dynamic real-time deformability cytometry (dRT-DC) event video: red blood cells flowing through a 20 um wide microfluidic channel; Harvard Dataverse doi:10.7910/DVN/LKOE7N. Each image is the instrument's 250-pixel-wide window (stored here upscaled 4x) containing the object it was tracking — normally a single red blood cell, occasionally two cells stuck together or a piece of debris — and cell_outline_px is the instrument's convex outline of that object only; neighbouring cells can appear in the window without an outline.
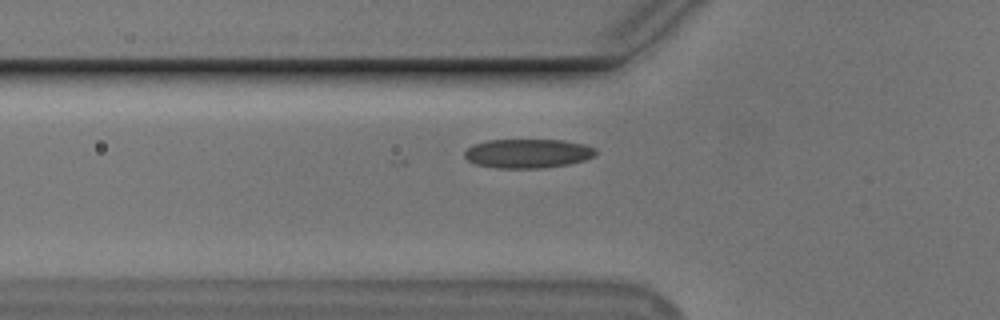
{"species": "Egyptian fruit bat (a non-hibernating species)", "species_latin": "Rousettus aegyptiacus", "temperature_condition": "cold", "stored_images_in_passage": 41, "camera_frame_rate_fps": 3000, "um_per_image_px": 0.085, "animal": {"sex": "male"}, "frame": {"image": 1, "passage_image": 11, "time_ms": 3.333, "image_size_px": [1000, 320], "cell_outline_px": [[596, 152], [592, 156], [584, 160], [568, 164], [544, 168], [496, 168], [476, 164], [468, 160], [464, 156], [464, 152], [472, 144], [488, 140], [564, 140], [584, 144], [596, 148]], "centroid_in_image_um": [44.84, 13.04], "position_along_channel_um": 81.0, "area_um2": 22.25}}
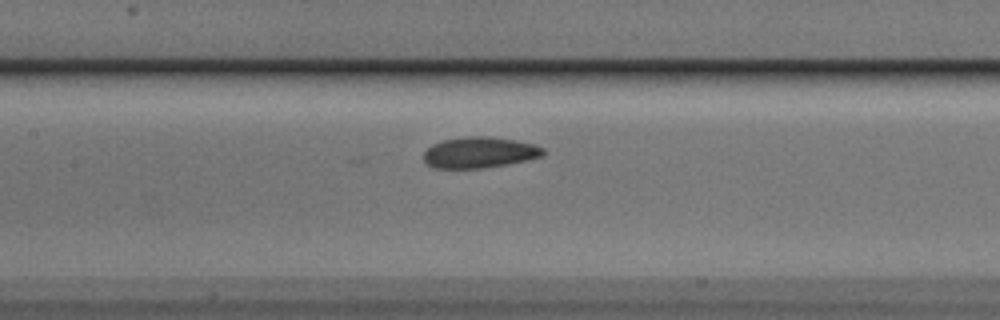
{"frame": {"image": 2, "passage_image": 18, "time_ms": 5.667, "image_size_px": [1000, 320], "cell_outline_px": [[544, 156], [504, 164], [480, 168], [432, 168], [424, 160], [424, 152], [432, 144], [444, 140], [468, 136], [492, 136], [516, 140], [536, 144], [544, 148]], "centroid_in_image_um": [40.77, 12.94], "position_along_channel_um": 166.6, "area_um2": 21.5}}
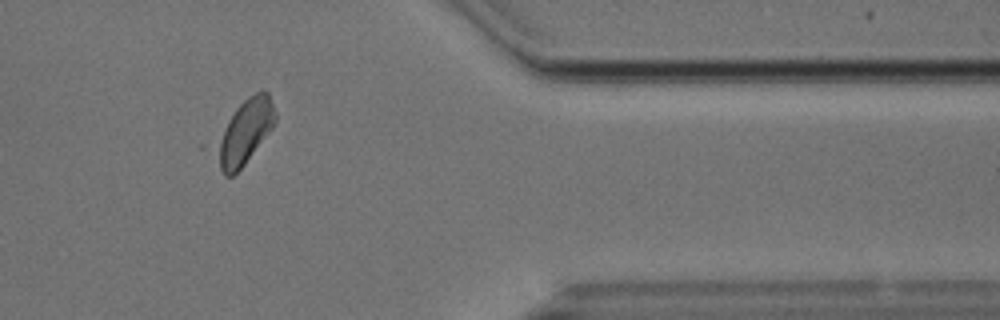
{"frame": {"image": 3, "passage_image": 38, "time_ms": 12.333, "image_size_px": [1000, 320], "cell_outline_px": [[276, 120], [272, 128], [244, 164], [232, 176], [224, 176], [220, 168], [212, 148], [228, 120], [236, 108], [248, 96], [256, 92], [268, 92], [276, 112]], "centroid_in_image_um": [20.78, 11.23], "position_along_channel_um": 390.6, "area_um2": 21.91}}